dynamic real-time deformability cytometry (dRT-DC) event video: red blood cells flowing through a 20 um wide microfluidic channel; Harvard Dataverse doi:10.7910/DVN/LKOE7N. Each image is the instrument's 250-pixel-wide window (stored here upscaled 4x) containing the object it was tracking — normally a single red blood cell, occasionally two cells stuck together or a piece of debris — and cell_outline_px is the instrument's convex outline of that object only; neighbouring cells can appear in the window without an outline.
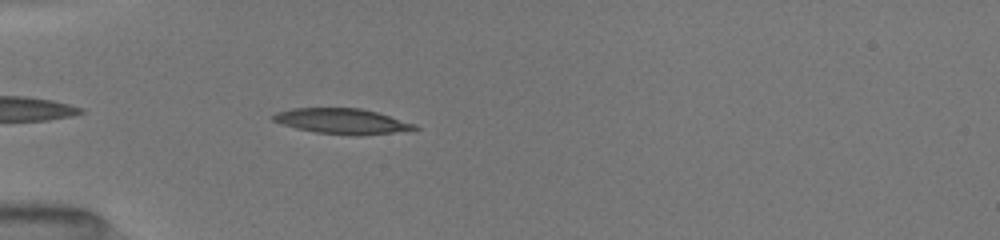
{"species": "common noctule bat (a hibernating species)", "species_latin": "Nyctalus noctula", "temperature_condition": "room temperature", "stored_images_in_passage": 33, "camera_frame_rate_fps": 3000, "um_per_image_px": 0.085, "animal": {"sex": "female", "body_mass_g": 19.5, "forearm_length_mm": 54.1}, "frame": {"image": 1, "passage_image": 3, "time_ms": 0.667, "image_size_px": [1000, 240], "cell_outline_px": [[420, 128], [392, 132], [356, 136], [316, 132], [296, 128], [272, 120], [272, 116], [276, 112], [292, 108], [360, 108], [376, 112], [416, 124]], "centroid_in_image_um": [29.05, 10.3], "position_along_channel_um": 55.9, "area_um2": 20.63}}
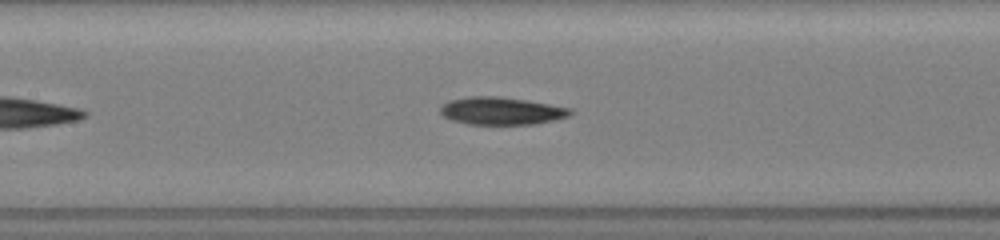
{"frame": {"image": 2, "passage_image": 12, "time_ms": 3.667, "image_size_px": [1000, 240], "cell_outline_px": [[572, 112], [568, 116], [536, 124], [468, 124], [452, 120], [444, 116], [440, 112], [440, 108], [448, 100], [468, 96], [496, 96], [528, 100], [572, 108]], "centroid_in_image_um": [42.61, 9.42], "position_along_channel_um": 164.8, "area_um2": 20.87}}
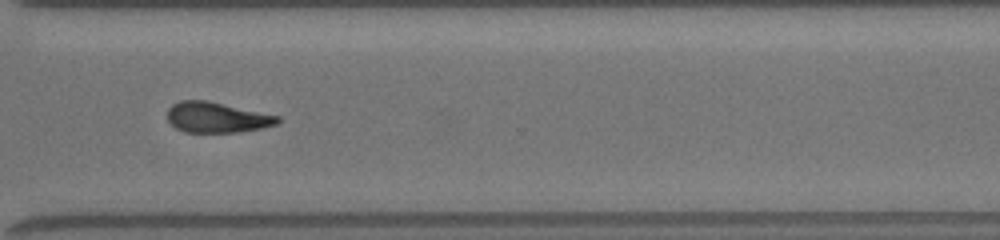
{"frame": {"image": 3, "passage_image": 26, "time_ms": 8.333, "image_size_px": [1000, 240], "cell_outline_px": [[280, 120], [276, 124], [260, 128], [236, 132], [184, 132], [176, 128], [168, 120], [168, 108], [172, 104], [180, 100], [208, 100], [280, 116]], "centroid_in_image_um": [18.41, 9.96], "position_along_channel_um": 352.2, "area_um2": 19.54}, "authors_computed_cell_mechanics": {"area_um2": 20.519, "velocity_mm_per_s": 4.0242, "shape_relaxation_time_tau1_ms": 4.4017, "shape_relaxation_time_tau2_ms": null, "deformation_change_tau1": 0.1623, "deformation_change_tau2": null}}